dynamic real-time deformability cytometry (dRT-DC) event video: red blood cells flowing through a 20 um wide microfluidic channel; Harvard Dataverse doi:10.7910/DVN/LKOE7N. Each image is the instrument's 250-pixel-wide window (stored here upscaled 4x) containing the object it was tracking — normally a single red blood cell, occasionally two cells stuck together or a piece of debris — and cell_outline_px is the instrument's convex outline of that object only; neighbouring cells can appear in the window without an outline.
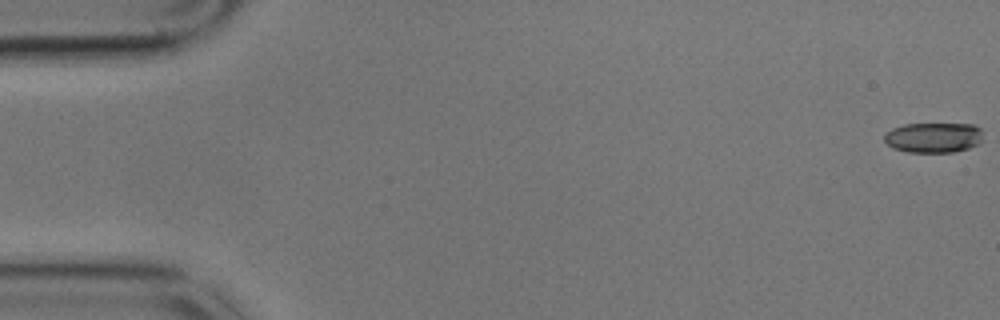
{"species": "common noctule bat (a hibernating species)", "species_latin": "Nyctalus noctula", "temperature_condition": "cold", "stored_images_in_passage": 10, "camera_frame_rate_fps": 3000, "um_per_image_px": 0.085, "animal": {"sex": "male", "body_mass_g": 17.9}, "frame": {"image": 1, "passage_image": 1, "time_ms": 0.0, "image_size_px": [1000, 320], "cell_outline_px": [[980, 144], [968, 148], [952, 152], [908, 152], [892, 148], [884, 140], [884, 136], [892, 128], [904, 124], [972, 124], [980, 128]], "centroid_in_image_um": [79.32, 11.69], "position_along_channel_um": 5.7, "area_um2": 17.22}}